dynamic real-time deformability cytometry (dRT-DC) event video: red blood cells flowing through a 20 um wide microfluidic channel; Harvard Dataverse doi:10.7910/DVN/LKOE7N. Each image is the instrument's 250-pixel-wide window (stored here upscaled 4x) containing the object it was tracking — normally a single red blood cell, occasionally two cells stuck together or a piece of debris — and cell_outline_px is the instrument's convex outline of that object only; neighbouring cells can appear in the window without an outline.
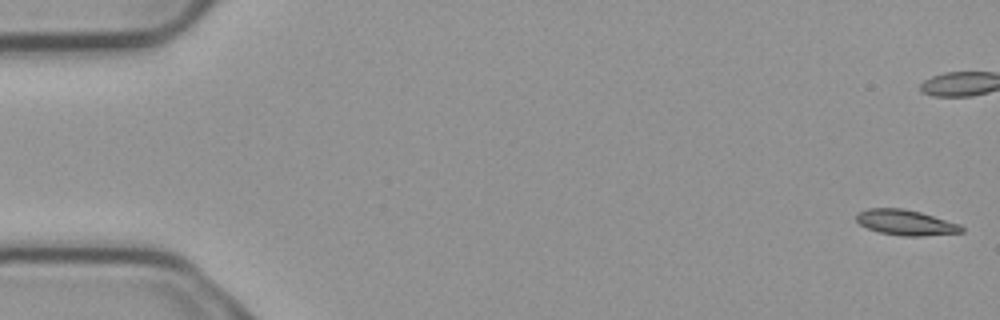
{"species": "common noctule bat (a hibernating species)", "species_latin": "Nyctalus noctula", "temperature_condition": "cold", "stored_images_in_passage": 6, "camera_frame_rate_fps": 3000, "um_per_image_px": 0.085, "animal": {"sex": "male", "body_mass_g": 23.1, "forearm_length_mm": 52.7}, "frame": {"image": 1, "passage_image": 1, "time_ms": 0.0, "image_size_px": [1000, 320], "cell_outline_px": [[964, 232], [924, 236], [900, 236], [880, 232], [868, 228], [860, 224], [856, 220], [856, 212], [868, 208], [904, 208], [920, 212], [960, 224], [964, 228]], "centroid_in_image_um": [76.98, 18.91], "position_along_channel_um": 8.0, "area_um2": 15.66}}